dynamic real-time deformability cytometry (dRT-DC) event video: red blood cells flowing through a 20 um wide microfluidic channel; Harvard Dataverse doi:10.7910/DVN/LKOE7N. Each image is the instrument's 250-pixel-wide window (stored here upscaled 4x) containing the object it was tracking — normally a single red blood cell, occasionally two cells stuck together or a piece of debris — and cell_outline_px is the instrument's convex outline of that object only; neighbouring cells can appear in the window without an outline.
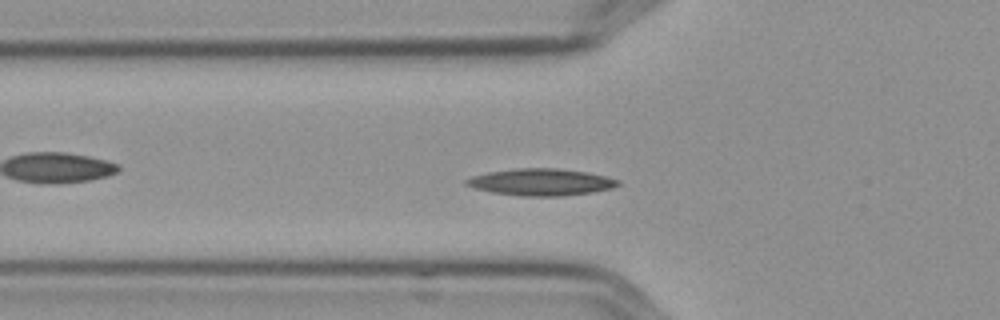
{"species": "Egyptian fruit bat (a non-hibernating species)", "species_latin": "Rousettus aegyptiacus", "temperature_condition": "cold", "stored_images_in_passage": 51, "camera_frame_rate_fps": 3000, "um_per_image_px": 0.085, "frame": {"image": 1, "passage_image": 13, "time_ms": 4.0, "image_size_px": [1000, 320], "cell_outline_px": [[620, 184], [612, 188], [592, 192], [564, 196], [520, 196], [492, 192], [476, 188], [464, 184], [464, 180], [472, 176], [488, 172], [516, 168], [556, 168], [588, 172], [608, 176], [620, 180]], "centroid_in_image_um": [46.01, 15.47], "position_along_channel_um": 79.8, "area_um2": 23.87}}
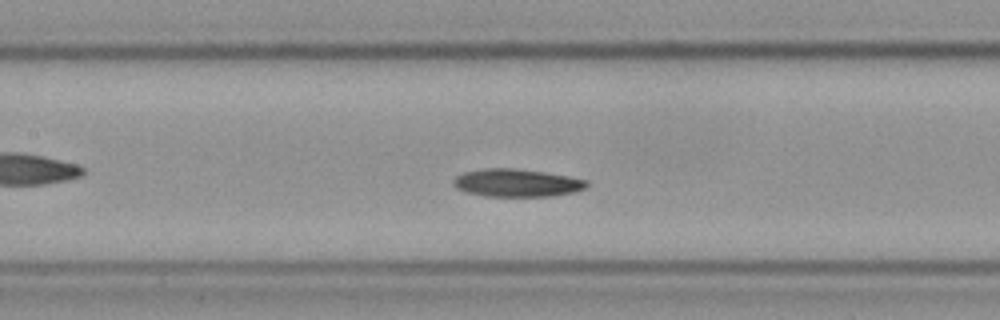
{"frame": {"image": 2, "passage_image": 20, "time_ms": 6.333, "image_size_px": [1000, 320], "cell_outline_px": [[588, 184], [584, 188], [572, 192], [552, 196], [484, 196], [464, 192], [456, 188], [452, 184], [452, 180], [456, 176], [464, 172], [484, 168], [512, 168], [544, 172], [568, 176], [588, 180]], "centroid_in_image_um": [43.87, 15.54], "position_along_channel_um": 163.5, "area_um2": 21.62}}
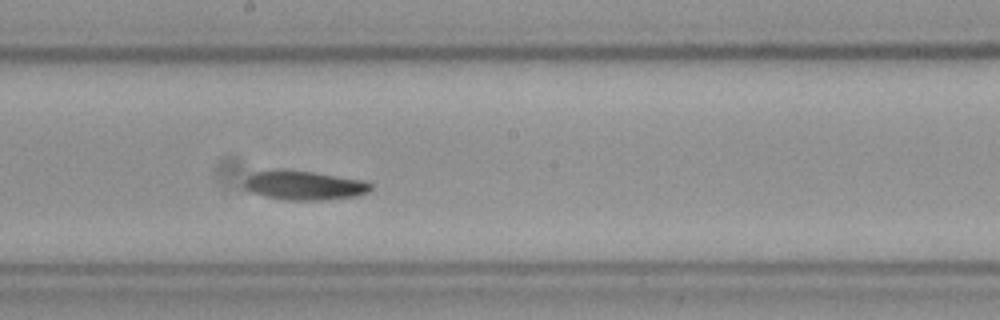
{"frame": {"image": 3, "passage_image": 25, "time_ms": 8.0, "image_size_px": [1000, 320], "cell_outline_px": [[372, 188], [368, 192], [360, 196], [328, 200], [284, 200], [264, 196], [252, 192], [244, 188], [244, 184], [248, 176], [256, 172], [284, 168], [368, 180], [372, 184]], "centroid_in_image_um": [25.92, 15.75], "position_along_channel_um": 222.3, "area_um2": 21.96}}